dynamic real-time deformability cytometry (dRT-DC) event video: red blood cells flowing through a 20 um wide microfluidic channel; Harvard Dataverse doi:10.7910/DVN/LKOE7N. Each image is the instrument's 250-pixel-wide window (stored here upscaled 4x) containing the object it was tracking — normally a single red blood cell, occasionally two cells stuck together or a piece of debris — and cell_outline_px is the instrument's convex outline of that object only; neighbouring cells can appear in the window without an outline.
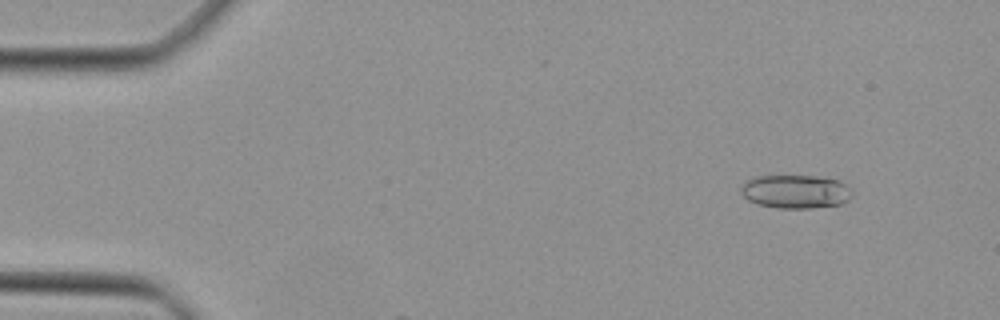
{"species": "Egyptian fruit bat (a non-hibernating species)", "species_latin": "Rousettus aegyptiacus", "temperature_condition": "cold", "stored_images_in_passage": 5, "camera_frame_rate_fps": 3000, "um_per_image_px": 0.085, "animal": {"sex": "female"}, "frame": {"image": 1, "passage_image": 3, "time_ms": 0.667, "image_size_px": [1000, 320], "cell_outline_px": [[852, 196], [848, 200], [840, 204], [812, 208], [776, 208], [756, 204], [748, 200], [740, 192], [740, 188], [748, 180], [756, 176], [816, 176], [840, 180], [852, 192]], "centroid_in_image_um": [67.61, 16.29], "position_along_channel_um": 17.4, "area_um2": 21.73}}